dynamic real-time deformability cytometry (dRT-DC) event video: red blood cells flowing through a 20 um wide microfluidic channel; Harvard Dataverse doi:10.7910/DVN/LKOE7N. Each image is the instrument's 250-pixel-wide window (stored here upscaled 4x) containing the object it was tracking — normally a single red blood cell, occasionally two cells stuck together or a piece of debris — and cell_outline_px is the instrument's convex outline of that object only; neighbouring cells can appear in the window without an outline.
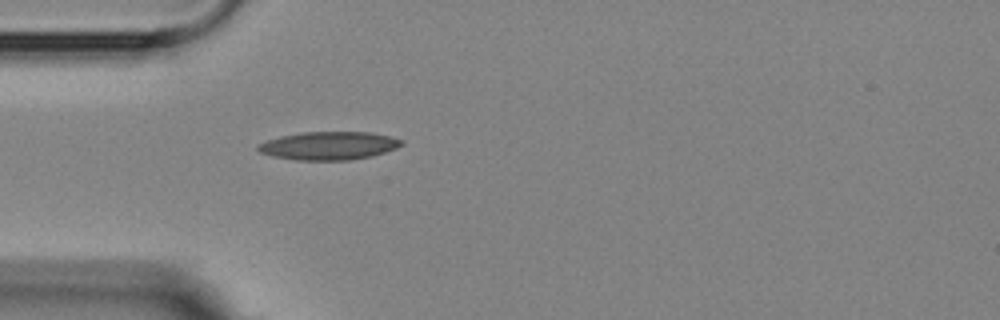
{"species": "Egyptian fruit bat (a non-hibernating species)", "species_latin": "Rousettus aegyptiacus", "temperature_condition": "room temperature", "stored_images_in_passage": 1, "camera_frame_rate_fps": 3000, "um_per_image_px": 0.085, "animal": {"sex": "female"}, "frame": {"image": 1, "passage_image": 1, "time_ms": 0.0, "image_size_px": [1000, 320], "cell_outline_px": [[404, 144], [396, 148], [372, 156], [348, 160], [296, 160], [272, 156], [260, 152], [256, 148], [256, 144], [280, 136], [300, 132], [372, 132], [404, 140]], "centroid_in_image_um": [27.94, 12.38], "position_along_channel_um": 57.1, "area_um2": 23.64}}